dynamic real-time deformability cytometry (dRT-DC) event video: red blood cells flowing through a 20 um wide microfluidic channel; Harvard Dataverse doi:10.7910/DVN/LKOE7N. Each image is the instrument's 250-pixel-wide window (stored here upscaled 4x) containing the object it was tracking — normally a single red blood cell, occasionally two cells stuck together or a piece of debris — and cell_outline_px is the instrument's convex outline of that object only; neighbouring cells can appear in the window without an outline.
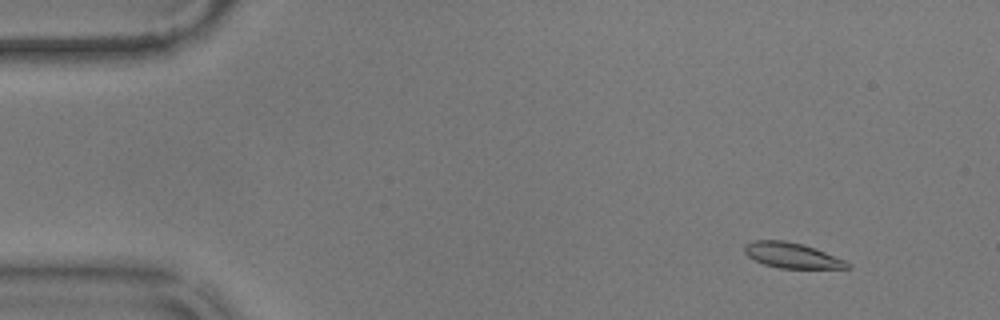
{"species": "common noctule bat (a hibernating species)", "species_latin": "Nyctalus noctula", "temperature_condition": "warm", "stored_images_in_passage": 13, "camera_frame_rate_fps": 3000, "um_per_image_px": 0.085, "animal": {"sex": "male", "body_mass_g": 17.9}, "frame": {"image": 1, "passage_image": 6, "time_ms": 1.667, "image_size_px": [1000, 320], "cell_outline_px": [[852, 268], [780, 268], [764, 264], [748, 256], [744, 252], [744, 244], [752, 240], [784, 240], [804, 244], [844, 260], [852, 264]], "centroid_in_image_um": [67.29, 21.7], "position_along_channel_um": 17.7, "area_um2": 15.14}}